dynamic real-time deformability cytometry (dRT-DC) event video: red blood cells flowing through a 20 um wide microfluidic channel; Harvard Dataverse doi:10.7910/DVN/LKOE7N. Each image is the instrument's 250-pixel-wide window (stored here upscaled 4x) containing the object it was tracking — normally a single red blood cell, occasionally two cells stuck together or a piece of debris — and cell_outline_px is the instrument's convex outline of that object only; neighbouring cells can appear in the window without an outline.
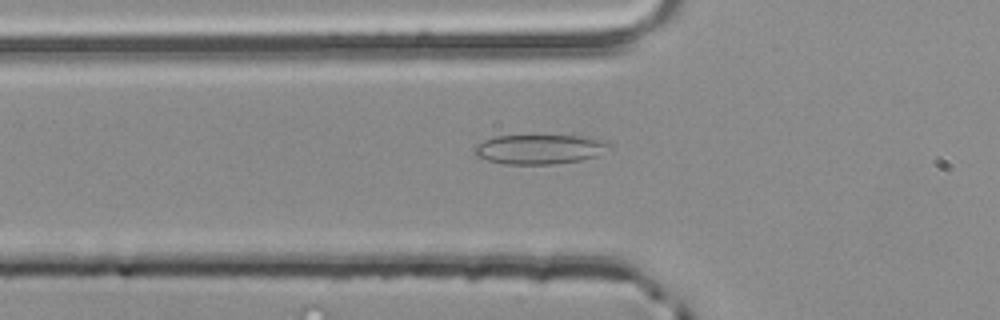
{"species": "common noctule bat (a hibernating species)", "species_latin": "Nyctalus noctula", "temperature_condition": "room temperature", "stored_images_in_passage": 39, "camera_frame_rate_fps": 3000, "um_per_image_px": 0.085, "animal": {"sex": "male", "body_mass_g": 20.4}, "frame": {"image": 1, "passage_image": 5, "time_ms": 1.333, "image_size_px": [1000, 320], "cell_outline_px": [[612, 144], [596, 156], [580, 160], [552, 164], [504, 164], [488, 160], [476, 156], [472, 152], [472, 148], [476, 144], [484, 140], [496, 136], [580, 136], [608, 140]], "centroid_in_image_um": [45.82, 12.68], "position_along_channel_um": 80.0, "area_um2": 23.18}}
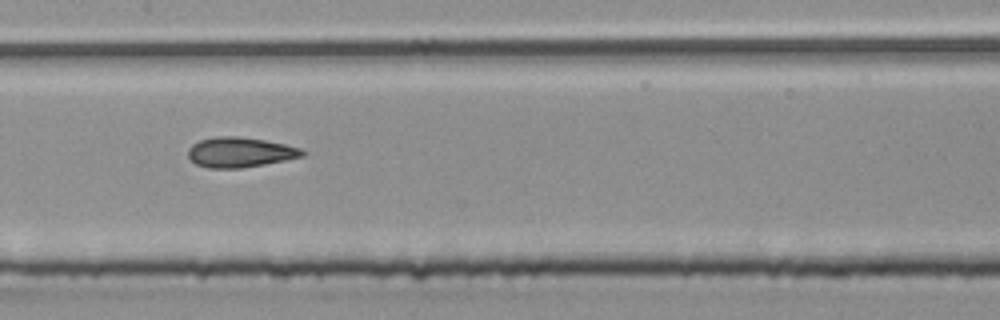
{"frame": {"image": 2, "passage_image": 13, "time_ms": 4.0, "image_size_px": [1000, 320], "cell_outline_px": [[304, 156], [264, 164], [240, 168], [208, 168], [196, 164], [188, 156], [188, 148], [192, 144], [200, 140], [216, 136], [236, 136], [264, 140], [284, 144], [300, 148], [304, 152]], "centroid_in_image_um": [20.36, 12.94], "position_along_channel_um": 187.0, "area_um2": 19.83}}
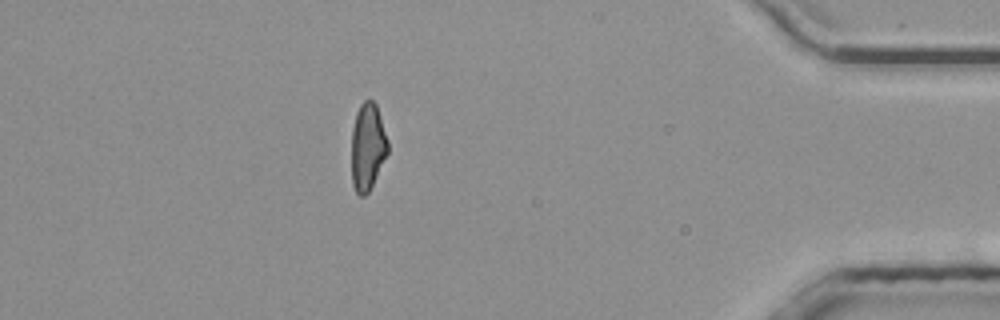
{"frame": {"image": 3, "passage_image": 33, "time_ms": 10.667, "image_size_px": [1000, 320], "cell_outline_px": [[388, 152], [368, 192], [364, 196], [360, 196], [356, 192], [352, 184], [352, 128], [356, 112], [360, 104], [364, 100], [372, 100], [376, 104], [388, 140]], "centroid_in_image_um": [31.24, 12.45], "position_along_channel_um": 404.0, "area_um2": 18.32}, "authors_computed_cell_mechanics": {"area_um2": 19.5942, "velocity_mm_per_s": 3.9781, "shape_relaxation_time_tau1_ms": null, "shape_relaxation_time_tau2_ms": 2.5803, "deformation_change_tau1": null, "deformation_change_tau2": 0.0948}}